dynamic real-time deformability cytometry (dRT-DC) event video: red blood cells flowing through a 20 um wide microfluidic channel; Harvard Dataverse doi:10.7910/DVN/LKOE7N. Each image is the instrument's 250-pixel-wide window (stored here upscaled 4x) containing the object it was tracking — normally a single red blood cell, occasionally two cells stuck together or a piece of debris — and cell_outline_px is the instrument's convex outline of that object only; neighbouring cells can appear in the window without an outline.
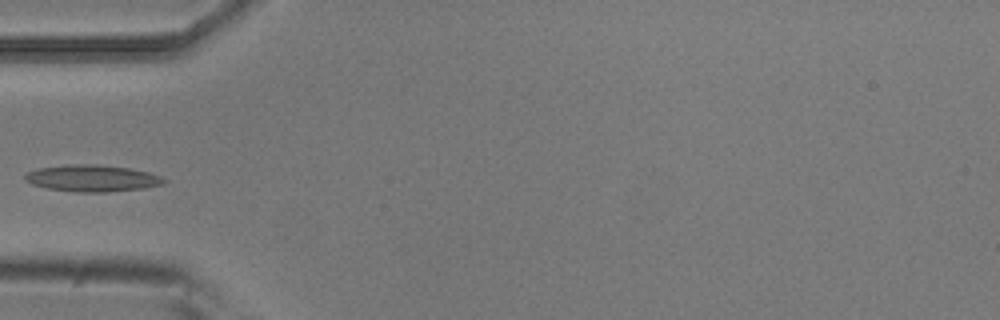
{"species": "common noctule bat (a hibernating species)", "species_latin": "Nyctalus noctula", "temperature_condition": "room temperature", "stored_images_in_passage": 6, "camera_frame_rate_fps": 3000, "um_per_image_px": 0.085, "animal": {"sex": "male", "body_mass_g": 20.5, "forearm_length_mm": 52.5}, "frame": {"image": 1, "passage_image": 5, "time_ms": 1.333, "image_size_px": [1000, 320], "cell_outline_px": [[168, 180], [164, 184], [144, 188], [108, 192], [76, 192], [48, 188], [32, 184], [24, 180], [24, 176], [28, 172], [36, 168], [68, 164], [100, 164], [128, 168], [148, 172], [160, 176]], "centroid_in_image_um": [7.84, 15.14], "position_along_channel_um": 77.2, "area_um2": 21.73}}
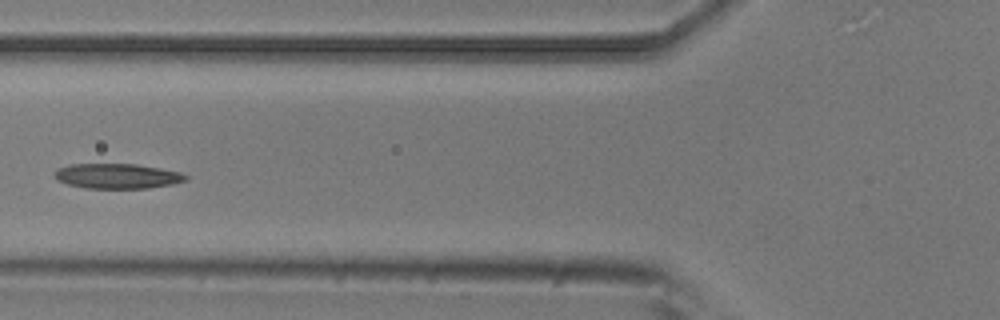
{"frame": {"image": 2, "passage_image": 6, "time_ms": 1.667, "image_size_px": [1000, 320], "cell_outline_px": [[188, 180], [172, 184], [148, 188], [84, 188], [68, 184], [56, 180], [52, 176], [52, 172], [56, 168], [68, 164], [136, 164], [160, 168], [180, 172], [188, 176]], "centroid_in_image_um": [9.9, 14.96], "position_along_channel_um": 115.9, "area_um2": 19.36}}